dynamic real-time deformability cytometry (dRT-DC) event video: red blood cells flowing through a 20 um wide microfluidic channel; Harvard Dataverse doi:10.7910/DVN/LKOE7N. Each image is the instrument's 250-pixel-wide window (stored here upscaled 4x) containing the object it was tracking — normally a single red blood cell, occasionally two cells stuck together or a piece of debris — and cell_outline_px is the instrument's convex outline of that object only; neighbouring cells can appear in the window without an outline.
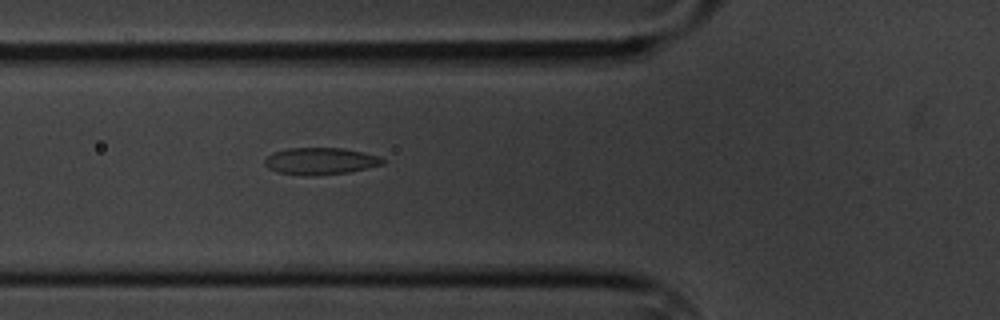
{"species": "common noctule bat (a hibernating species)", "species_latin": "Nyctalus noctula", "temperature_condition": "cold", "stored_images_in_passage": 6, "camera_frame_rate_fps": 3000, "um_per_image_px": 0.085, "animal": {"sex": "male", "body_mass_g": 20.1, "forearm_length_mm": 53.5}, "frame": {"image": 1, "passage_image": 6, "time_ms": 6.333, "image_size_px": [1000, 320], "cell_outline_px": [[384, 164], [368, 168], [348, 172], [312, 176], [304, 176], [276, 172], [268, 168], [264, 164], [264, 160], [272, 152], [288, 148], [344, 148], [380, 156], [384, 160]], "centroid_in_image_um": [27.21, 13.7], "position_along_channel_um": 98.6, "area_um2": 18.67}}